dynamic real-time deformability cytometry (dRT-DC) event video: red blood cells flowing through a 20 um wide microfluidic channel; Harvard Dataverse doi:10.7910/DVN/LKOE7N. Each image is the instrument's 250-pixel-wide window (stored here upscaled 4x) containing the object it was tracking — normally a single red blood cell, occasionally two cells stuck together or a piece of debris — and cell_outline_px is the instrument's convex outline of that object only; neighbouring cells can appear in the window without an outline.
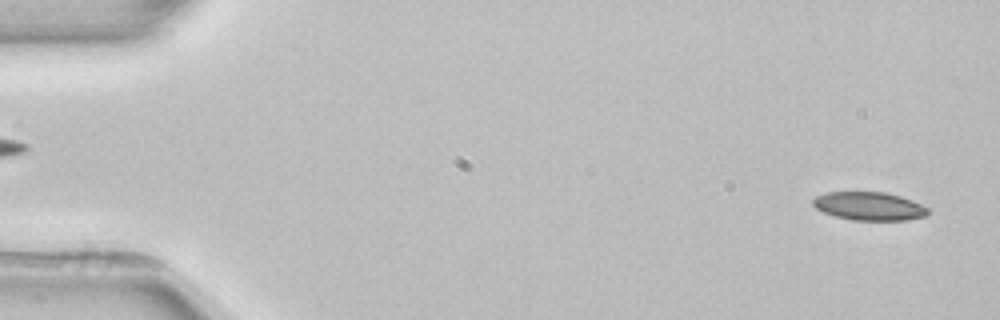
{"species": "common noctule bat (a hibernating species)", "species_latin": "Nyctalus noctula", "temperature_condition": "room temperature", "stored_images_in_passage": 5, "camera_frame_rate_fps": 3000, "um_per_image_px": 0.085, "animal": {"sex": "female", "body_mass_g": 22.7, "forearm_length_mm": 54.2}, "frame": {"image": 1, "passage_image": 5, "time_ms": 5.667, "image_size_px": [1000, 320], "cell_outline_px": [[932, 212], [928, 216], [904, 220], [852, 220], [836, 216], [824, 212], [816, 208], [812, 204], [812, 200], [816, 196], [828, 192], [884, 192], [900, 196], [912, 200], [928, 208]], "centroid_in_image_um": [73.91, 17.52], "position_along_channel_um": 11.1, "area_um2": 19.02}}